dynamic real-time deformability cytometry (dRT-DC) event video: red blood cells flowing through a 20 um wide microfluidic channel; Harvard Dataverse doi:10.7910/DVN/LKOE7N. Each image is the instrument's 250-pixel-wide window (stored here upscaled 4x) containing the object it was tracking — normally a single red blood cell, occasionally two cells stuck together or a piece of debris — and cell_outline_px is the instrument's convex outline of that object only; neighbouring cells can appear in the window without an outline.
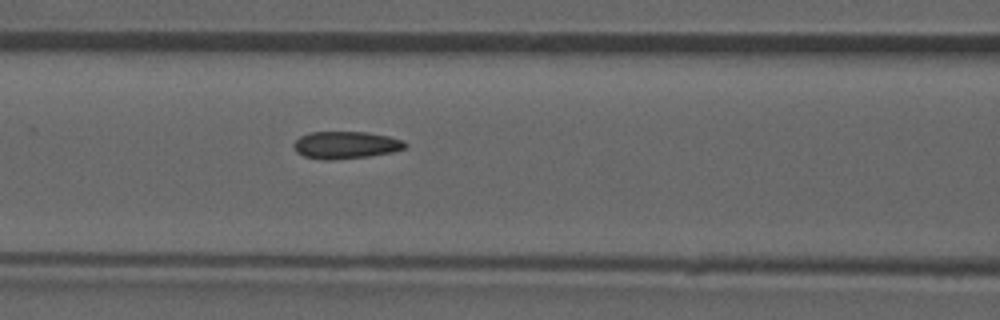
{"species": "common noctule bat (a hibernating species)", "species_latin": "Nyctalus noctula", "temperature_condition": "room temperature", "stored_images_in_passage": 37, "camera_frame_rate_fps": 3000, "um_per_image_px": 0.085, "animal": {"sex": "male", "forearm_length_mm": 52.5}, "frame": {"image": 1, "passage_image": 6, "time_ms": 1.667, "image_size_px": [1000, 320], "cell_outline_px": [[408, 144], [404, 148], [392, 152], [368, 156], [332, 160], [324, 160], [304, 156], [296, 152], [292, 144], [300, 136], [308, 132], [368, 132], [388, 136], [404, 140]], "centroid_in_image_um": [29.37, 12.32], "position_along_channel_um": 137.2, "area_um2": 17.8}}
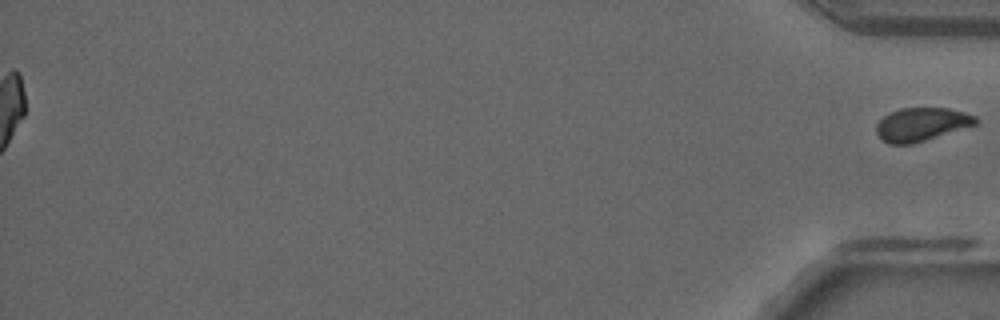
{"frame": {"image": 2, "passage_image": 37, "time_ms": 12.0, "image_size_px": [1000, 320], "cell_outline_px": [[976, 124], [912, 144], [888, 144], [880, 140], [876, 132], [876, 124], [884, 116], [900, 108], [948, 108], [964, 112], [976, 116]], "centroid_in_image_um": [78.27, 10.57], "position_along_channel_um": 356.9, "area_um2": 19.13}}